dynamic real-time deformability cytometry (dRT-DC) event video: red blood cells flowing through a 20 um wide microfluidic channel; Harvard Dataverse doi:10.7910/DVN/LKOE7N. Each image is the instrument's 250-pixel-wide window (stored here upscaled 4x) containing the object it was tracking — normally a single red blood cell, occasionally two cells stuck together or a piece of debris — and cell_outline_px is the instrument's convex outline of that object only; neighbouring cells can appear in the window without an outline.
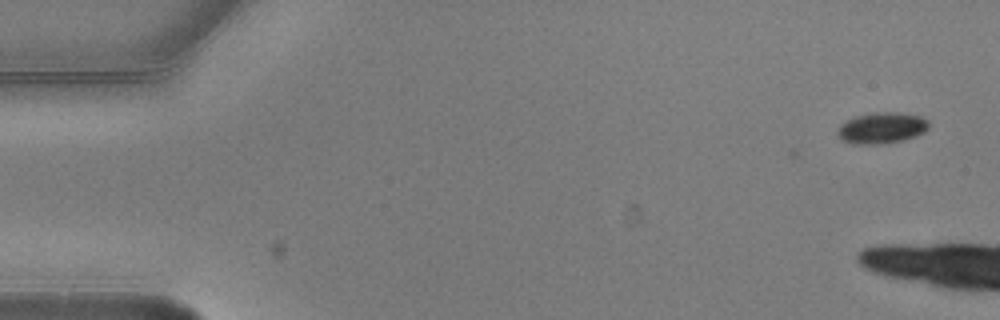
{"species": "common noctule bat (a hibernating species)", "species_latin": "Nyctalus noctula", "temperature_condition": "warm", "stored_images_in_passage": 3, "camera_frame_rate_fps": 3000, "um_per_image_px": 0.085, "animal": {"sex": "male", "body_mass_g": 20.5, "forearm_length_mm": 52.5}, "frame": {"image": 1, "passage_image": 1, "time_ms": 0.0, "image_size_px": [1000, 320], "cell_outline_px": [[928, 128], [924, 132], [916, 136], [900, 140], [876, 144], [852, 144], [844, 140], [836, 132], [840, 124], [856, 116], [872, 112], [900, 112], [920, 116], [928, 120]], "centroid_in_image_um": [74.95, 10.86], "position_along_channel_um": 10.1, "area_um2": 16.42}}